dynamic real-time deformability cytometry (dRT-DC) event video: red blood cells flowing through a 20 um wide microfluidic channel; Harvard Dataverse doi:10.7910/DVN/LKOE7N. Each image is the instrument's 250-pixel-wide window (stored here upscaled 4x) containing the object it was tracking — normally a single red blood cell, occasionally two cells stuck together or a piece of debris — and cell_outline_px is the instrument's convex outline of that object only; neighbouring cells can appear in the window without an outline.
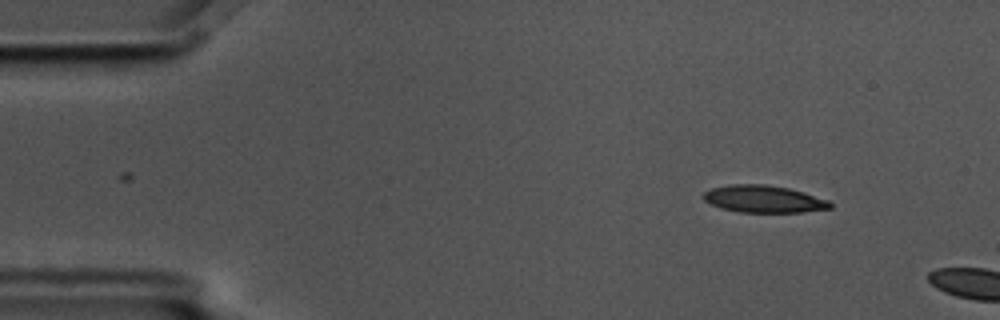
{"species": "common noctule bat (a hibernating species)", "species_latin": "Nyctalus noctula", "temperature_condition": "cold", "stored_images_in_passage": 4, "camera_frame_rate_fps": 3000, "um_per_image_px": 0.085, "animal": {"sex": "male", "body_mass_g": 17.5, "forearm_length_mm": 52.3}, "frame": {"image": 1, "passage_image": 1, "time_ms": 0.0, "image_size_px": [1000, 320], "cell_outline_px": [[832, 208], [804, 212], [740, 212], [720, 208], [704, 200], [700, 196], [704, 192], [712, 188], [732, 184], [764, 184], [788, 188], [804, 192], [828, 200], [832, 204]], "centroid_in_image_um": [64.91, 16.92], "position_along_channel_um": 20.1, "area_um2": 20.11}}